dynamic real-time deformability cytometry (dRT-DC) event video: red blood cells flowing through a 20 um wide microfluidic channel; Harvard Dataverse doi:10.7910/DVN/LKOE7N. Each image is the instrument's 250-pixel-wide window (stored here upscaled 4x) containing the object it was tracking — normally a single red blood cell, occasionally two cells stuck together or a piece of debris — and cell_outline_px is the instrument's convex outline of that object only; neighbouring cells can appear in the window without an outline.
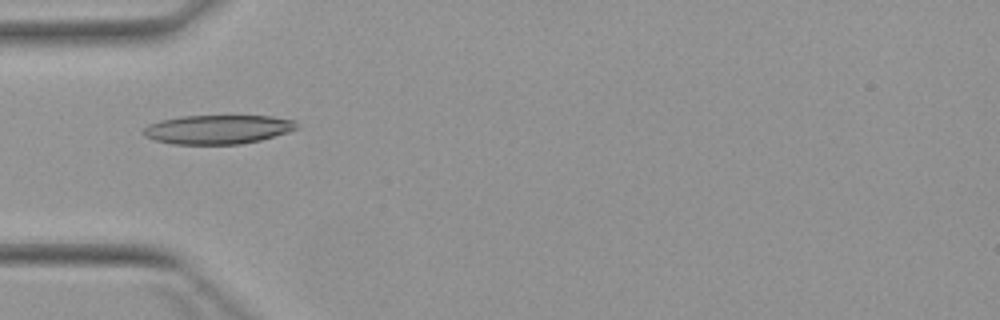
{"species": "Egyptian fruit bat (a non-hibernating species)", "species_latin": "Rousettus aegyptiacus", "temperature_condition": "warm", "stored_images_in_passage": 5, "camera_frame_rate_fps": 3000, "um_per_image_px": 0.085, "animal": {"sex": "female"}, "frame": {"image": 1, "passage_image": 5, "time_ms": 5.0, "image_size_px": [1000, 320], "cell_outline_px": [[300, 128], [288, 132], [260, 140], [240, 144], [172, 144], [156, 140], [144, 136], [140, 132], [148, 124], [180, 116], [272, 116], [296, 120]], "centroid_in_image_um": [18.54, 11.0], "position_along_channel_um": 66.5, "area_um2": 26.01}}